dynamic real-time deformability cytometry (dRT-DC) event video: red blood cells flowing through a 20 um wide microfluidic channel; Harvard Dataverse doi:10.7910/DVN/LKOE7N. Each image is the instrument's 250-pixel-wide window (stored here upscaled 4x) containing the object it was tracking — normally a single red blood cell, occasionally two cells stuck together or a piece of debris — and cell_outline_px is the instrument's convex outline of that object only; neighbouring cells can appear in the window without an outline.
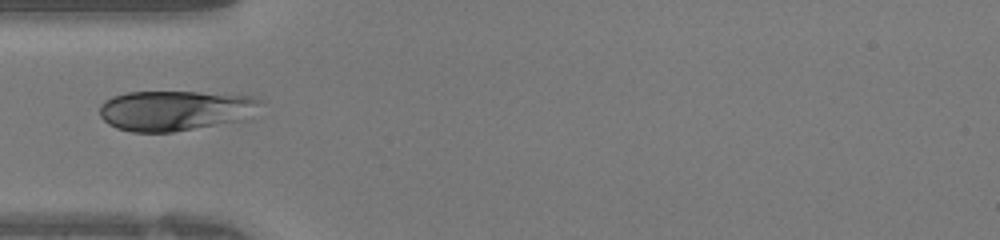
{"species": "human", "species_latin": "Homo sapiens", "temperature_condition": "warm", "stored_images_in_passage": 30, "camera_frame_rate_fps": 3000, "um_per_image_px": 0.085, "donor": {"sex": "female"}, "frame": {"image": 1, "passage_image": 1, "time_ms": 0.0, "image_size_px": [1000, 240], "cell_outline_px": [[260, 100], [244, 120], [172, 132], [132, 132], [116, 128], [108, 124], [100, 116], [100, 104], [104, 100], [112, 96], [128, 92], [200, 92], [252, 96]], "centroid_in_image_um": [14.79, 9.39], "position_along_channel_um": 70.2, "area_um2": 37.34}}
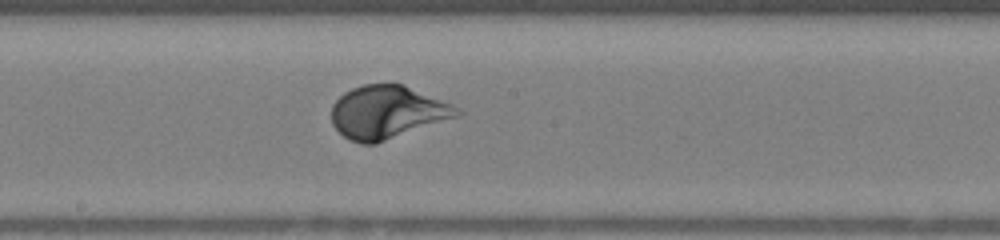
{"frame": {"image": 2, "passage_image": 10, "time_ms": 3.0, "image_size_px": [1000, 240], "cell_outline_px": [[464, 112], [460, 116], [376, 144], [360, 144], [348, 140], [332, 124], [332, 104], [344, 92], [352, 88], [364, 84], [404, 84], [452, 104]], "centroid_in_image_um": [32.93, 9.55], "position_along_channel_um": 215.3, "area_um2": 39.02}}
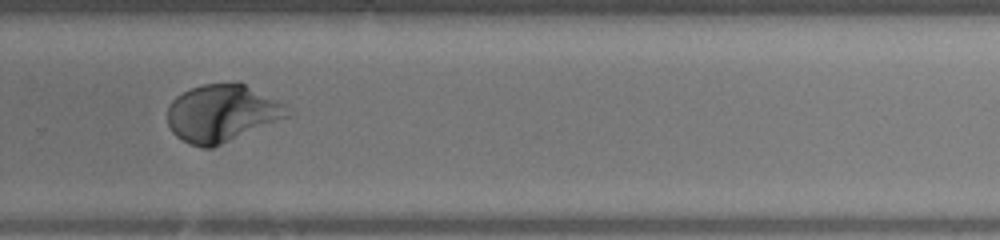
{"frame": {"image": 3, "passage_image": 16, "time_ms": 5.0, "image_size_px": [1000, 240], "cell_outline_px": [[292, 116], [212, 148], [200, 148], [176, 136], [172, 132], [168, 124], [168, 108], [172, 100], [176, 96], [200, 84], [236, 80], [240, 80], [284, 104]], "centroid_in_image_um": [18.89, 9.59], "position_along_channel_um": 310.9, "area_um2": 40.63}}